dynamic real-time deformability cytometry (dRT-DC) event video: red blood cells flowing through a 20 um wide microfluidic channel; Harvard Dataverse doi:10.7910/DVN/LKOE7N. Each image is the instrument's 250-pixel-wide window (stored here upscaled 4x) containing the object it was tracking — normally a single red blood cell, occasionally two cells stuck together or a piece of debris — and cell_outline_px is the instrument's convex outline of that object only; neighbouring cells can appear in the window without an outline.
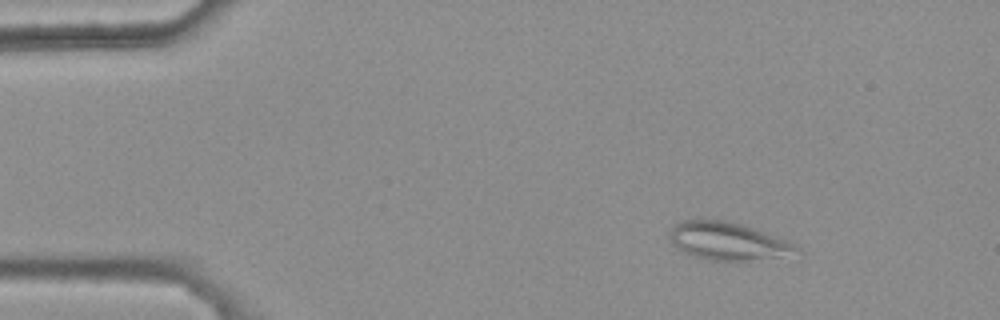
{"species": "common noctule bat (a hibernating species)", "species_latin": "Nyctalus noctula", "temperature_condition": "warm", "stored_images_in_passage": 39, "camera_frame_rate_fps": 3000, "um_per_image_px": 0.085, "animal": {"sex": "female", "body_mass_g": 25.1}, "frame": {"image": 1, "passage_image": 1, "time_ms": 0.0, "image_size_px": [1000, 320], "cell_outline_px": [[804, 252], [780, 256], [744, 260], [708, 260], [688, 256], [668, 236], [668, 232], [672, 224], [684, 220], [700, 216], [724, 220], [740, 224], [764, 232], [784, 240], [800, 248]], "centroid_in_image_um": [61.76, 20.45], "position_along_channel_um": 23.2, "area_um2": 28.03}}
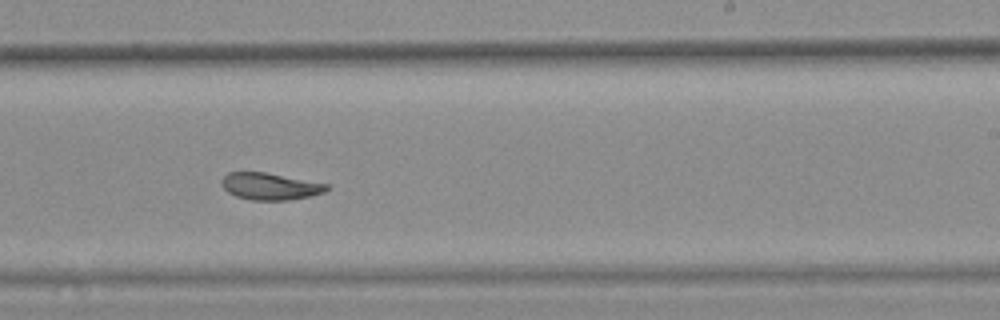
{"frame": {"image": 2, "passage_image": 27, "time_ms": 8.667, "image_size_px": [1000, 320], "cell_outline_px": [[332, 188], [324, 192], [312, 196], [288, 200], [252, 200], [236, 196], [228, 192], [220, 184], [220, 180], [228, 172], [264, 172], [328, 184]], "centroid_in_image_um": [22.96, 15.84], "position_along_channel_um": 266.0, "area_um2": 16.53}}
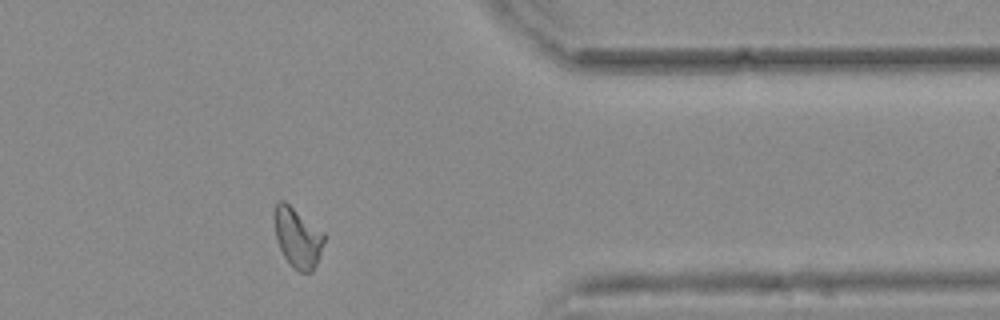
{"frame": {"image": 3, "passage_image": 38, "time_ms": 12.333, "image_size_px": [1000, 320], "cell_outline_px": [[324, 240], [316, 264], [312, 272], [300, 272], [292, 268], [284, 256], [280, 248], [276, 236], [272, 216], [272, 212], [276, 200], [284, 200], [324, 232]], "centroid_in_image_um": [25.25, 20.15], "position_along_channel_um": 386.2, "area_um2": 17.51}, "authors_computed_cell_mechanics": {"area_um2": 17.6868, "velocity_mm_per_s": 3.7015, "shape_relaxation_time_tau1_ms": null, "shape_relaxation_time_tau2_ms": 1.7244, "deformation_change_tau1": null, "deformation_change_tau2": 0.0635}}